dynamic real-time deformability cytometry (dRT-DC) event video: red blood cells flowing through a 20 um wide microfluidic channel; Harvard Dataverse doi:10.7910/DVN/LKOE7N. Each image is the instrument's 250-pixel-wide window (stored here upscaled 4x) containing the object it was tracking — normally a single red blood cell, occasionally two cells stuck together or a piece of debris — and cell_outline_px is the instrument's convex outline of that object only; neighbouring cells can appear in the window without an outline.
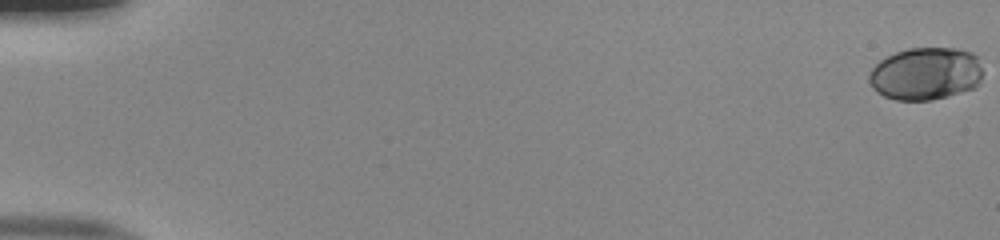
{"species": "human", "species_latin": "Homo sapiens", "temperature_condition": "room temperature", "stored_images_in_passage": 53, "camera_frame_rate_fps": 3000, "um_per_image_px": 0.085, "donor": {"sex": "male"}, "frame": {"image": 1, "passage_image": 1, "time_ms": 0.0, "image_size_px": [1000, 240], "cell_outline_px": [[980, 80], [976, 88], [948, 96], [932, 100], [896, 100], [884, 96], [876, 92], [872, 88], [868, 80], [868, 76], [872, 68], [880, 60], [896, 52], [908, 48], [956, 48], [972, 52], [976, 56], [980, 68]], "centroid_in_image_um": [78.65, 6.27], "position_along_channel_um": 6.3, "area_um2": 34.97}}
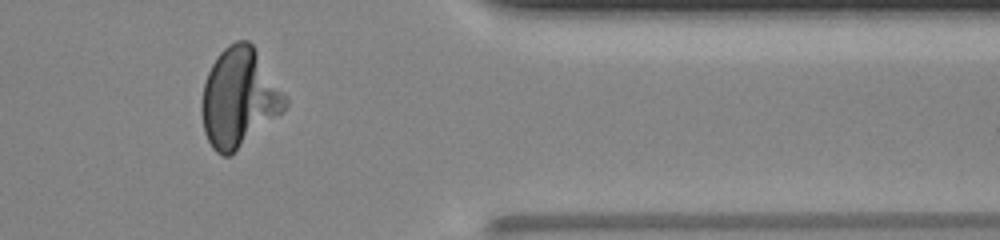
{"frame": {"image": 2, "passage_image": 45, "time_ms": 14.667, "image_size_px": [1000, 240], "cell_outline_px": [[288, 104], [284, 112], [228, 156], [224, 156], [216, 152], [212, 148], [204, 132], [200, 112], [200, 104], [204, 84], [208, 72], [212, 64], [220, 52], [228, 44], [236, 40], [248, 40], [252, 44], [288, 100]], "centroid_in_image_um": [20.3, 8.32], "position_along_channel_um": 391.1, "area_um2": 47.8}}
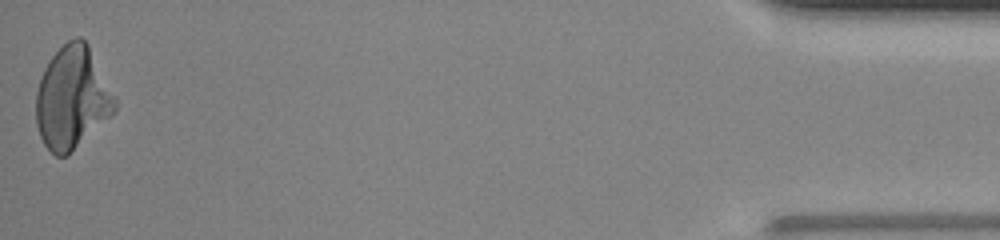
{"frame": {"image": 3, "passage_image": 53, "time_ms": 17.333, "image_size_px": [1000, 240], "cell_outline_px": [[116, 108], [68, 156], [56, 156], [44, 144], [40, 136], [36, 124], [36, 92], [44, 68], [52, 56], [68, 40], [76, 36], [80, 36], [88, 44], [116, 96]], "centroid_in_image_um": [6.12, 8.3], "position_along_channel_um": 429.1, "area_um2": 46.64}}